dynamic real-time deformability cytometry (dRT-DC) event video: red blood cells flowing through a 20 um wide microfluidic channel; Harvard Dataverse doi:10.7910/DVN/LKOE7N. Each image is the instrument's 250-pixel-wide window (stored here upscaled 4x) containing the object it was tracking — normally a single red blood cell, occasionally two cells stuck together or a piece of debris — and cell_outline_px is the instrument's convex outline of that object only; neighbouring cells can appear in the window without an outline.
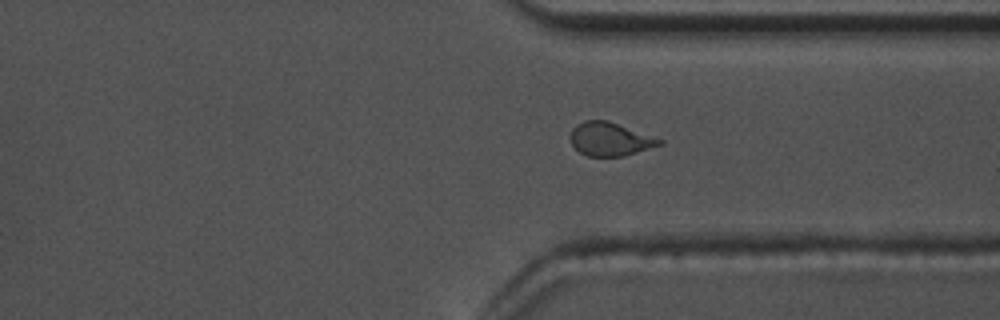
{"species": "common noctule bat (a hibernating species)", "species_latin": "Nyctalus noctula", "temperature_condition": "warm", "stored_images_in_passage": 49, "camera_frame_rate_fps": 3000, "um_per_image_px": 0.085, "animal": {"sex": "male", "body_mass_g": 17.5, "forearm_length_mm": 52.3}, "frame": {"image": 1, "passage_image": 42, "time_ms": 13.667, "image_size_px": [1000, 320], "cell_outline_px": [[664, 144], [624, 156], [588, 156], [580, 152], [572, 144], [572, 128], [576, 124], [584, 120], [608, 120], [664, 140]], "centroid_in_image_um": [51.88, 11.82], "position_along_channel_um": 359.5, "area_um2": 17.28}}